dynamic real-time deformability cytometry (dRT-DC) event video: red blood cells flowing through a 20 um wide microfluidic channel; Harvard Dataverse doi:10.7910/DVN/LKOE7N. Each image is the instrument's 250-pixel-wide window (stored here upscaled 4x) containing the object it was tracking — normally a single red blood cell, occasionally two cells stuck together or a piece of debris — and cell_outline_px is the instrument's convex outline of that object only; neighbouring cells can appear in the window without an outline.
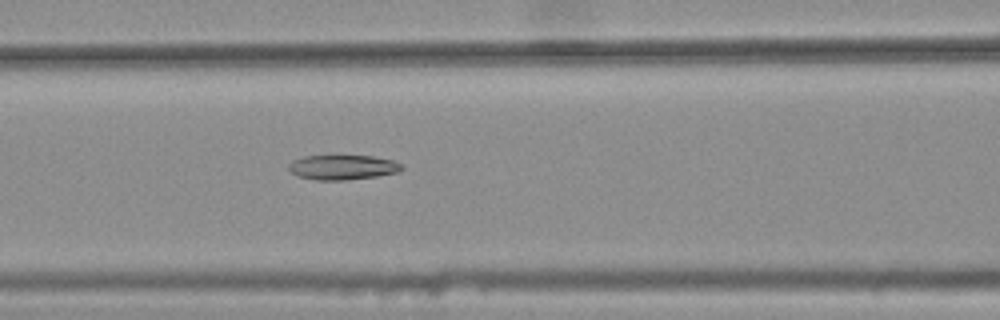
{"species": "common noctule bat (a hibernating species)", "species_latin": "Nyctalus noctula", "temperature_condition": "warm", "stored_images_in_passage": 27, "camera_frame_rate_fps": 3000, "um_per_image_px": 0.085, "animal": {"sex": "female", "body_mass_g": 25.1}, "frame": {"image": 1, "passage_image": 7, "time_ms": 2.0, "image_size_px": [1000, 320], "cell_outline_px": [[404, 168], [396, 172], [376, 176], [344, 180], [316, 180], [300, 176], [292, 172], [288, 168], [288, 164], [292, 160], [304, 156], [372, 156], [392, 160], [400, 164]], "centroid_in_image_um": [29.1, 14.21], "position_along_channel_um": 137.5, "area_um2": 16.07}}
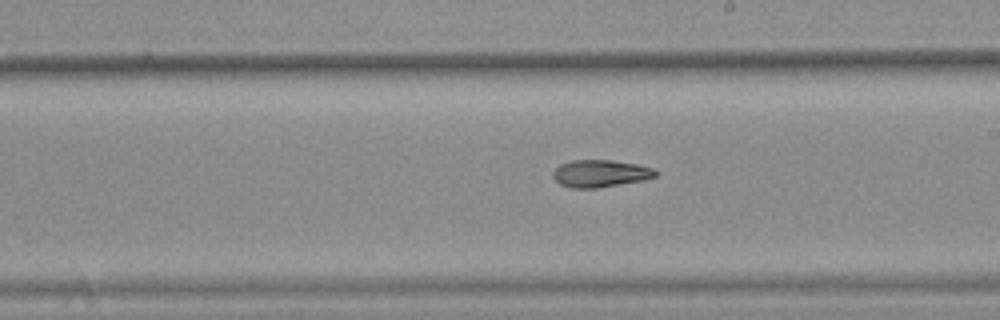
{"frame": {"image": 2, "passage_image": 15, "time_ms": 4.667, "image_size_px": [1000, 320], "cell_outline_px": [[660, 172], [656, 176], [644, 180], [596, 188], [572, 188], [560, 184], [552, 176], [552, 172], [560, 164], [572, 160], [612, 160], [636, 164], [652, 168]], "centroid_in_image_um": [51.03, 14.74], "position_along_channel_um": 238.0, "area_um2": 16.3}}
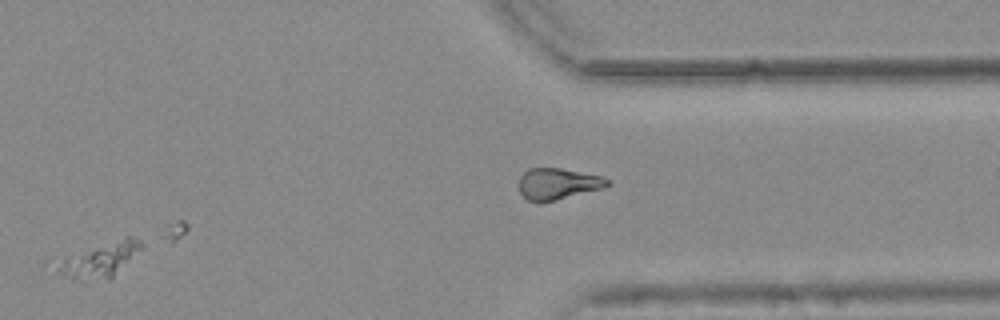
{"frame": {"image": 3, "passage_image": 25, "time_ms": 8.0, "image_size_px": [1000, 320], "cell_outline_px": [[144, 248], [108, 280], [72, 280], [64, 276], [60, 272], [64, 260], [124, 236], [132, 236], [140, 240], [144, 244]], "centroid_in_image_um": [8.69, 22.1], "position_along_channel_um": 402.7, "area_um2": 15.9}}